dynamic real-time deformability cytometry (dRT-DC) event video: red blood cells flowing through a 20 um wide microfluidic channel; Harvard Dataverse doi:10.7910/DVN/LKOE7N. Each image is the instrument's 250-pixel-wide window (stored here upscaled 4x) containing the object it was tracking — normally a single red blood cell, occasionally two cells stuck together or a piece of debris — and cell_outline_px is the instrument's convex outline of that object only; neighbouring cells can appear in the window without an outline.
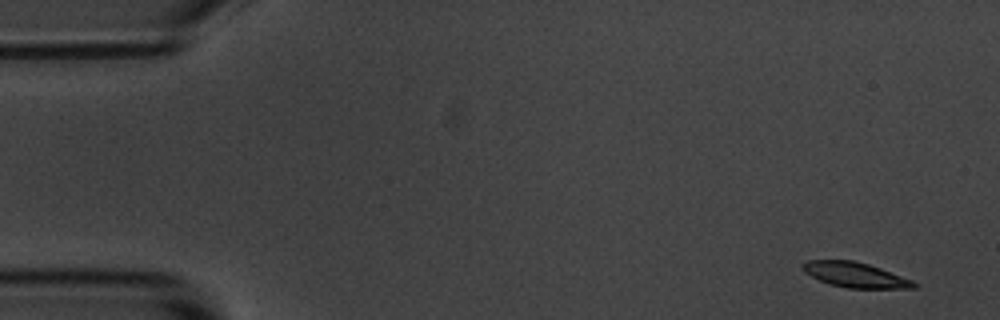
{"species": "common noctule bat (a hibernating species)", "species_latin": "Nyctalus noctula", "temperature_condition": "room temperature", "stored_images_in_passage": 6, "camera_frame_rate_fps": 3000, "um_per_image_px": 0.085, "animal": {"sex": "male", "body_mass_g": 20.1, "forearm_length_mm": 53.5}, "frame": {"image": 1, "passage_image": 1, "time_ms": 0.0, "image_size_px": [1000, 320], "cell_outline_px": [[920, 288], [848, 288], [828, 284], [804, 272], [800, 268], [800, 264], [808, 260], [852, 260], [868, 264], [880, 268], [912, 280], [920, 284]], "centroid_in_image_um": [72.69, 23.36], "position_along_channel_um": 12.3, "area_um2": 16.36}}